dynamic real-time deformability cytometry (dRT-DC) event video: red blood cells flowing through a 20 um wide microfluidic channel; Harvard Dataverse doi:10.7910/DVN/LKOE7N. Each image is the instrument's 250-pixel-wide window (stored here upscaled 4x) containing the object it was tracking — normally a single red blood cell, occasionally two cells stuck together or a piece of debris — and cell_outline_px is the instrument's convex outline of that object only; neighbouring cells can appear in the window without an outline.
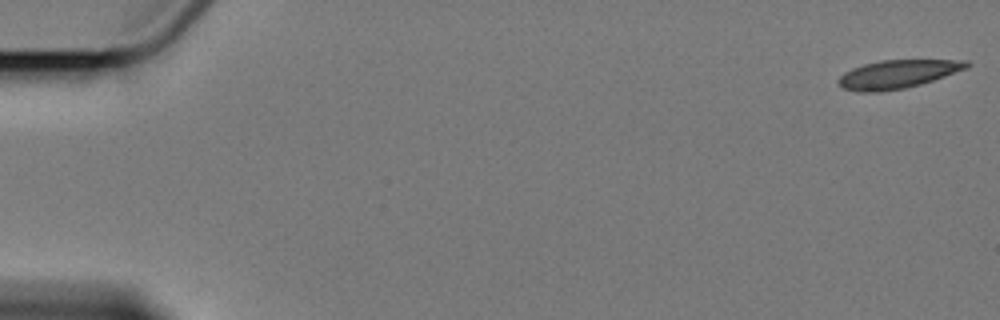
{"species": "Egyptian fruit bat (a non-hibernating species)", "species_latin": "Rousettus aegyptiacus", "temperature_condition": "cold", "stored_images_in_passage": 9, "segment_of_instrument_passage": [1, 2], "camera_frame_rate_fps": 3000, "um_per_image_px": 0.085, "animal": {"sex": "female"}, "frame": {"image": 1, "passage_image": 1, "time_ms": 0.0, "image_size_px": [1000, 320], "cell_outline_px": [[972, 64], [968, 68], [920, 84], [904, 88], [880, 92], [856, 92], [840, 88], [836, 80], [844, 72], [852, 68], [864, 64], [880, 60], [968, 60]], "centroid_in_image_um": [76.25, 6.31], "position_along_channel_um": 8.7, "area_um2": 21.33}}
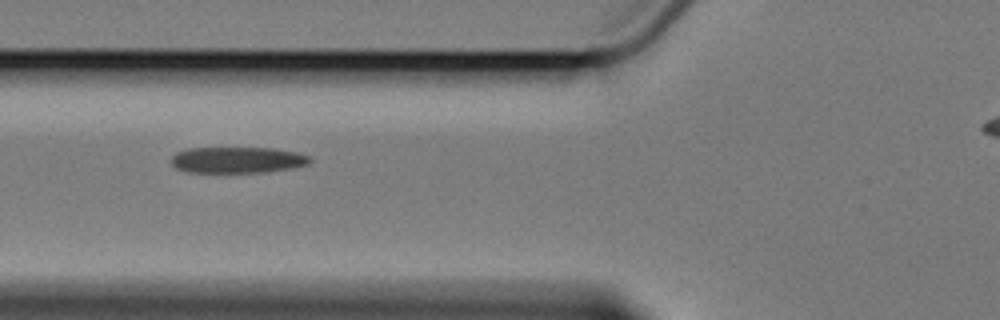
{"frame": {"image": 2, "passage_image": 7, "time_ms": 7.333, "image_size_px": [1000, 320], "cell_outline_px": [[312, 160], [308, 164], [268, 172], [184, 172], [176, 168], [172, 164], [172, 156], [176, 152], [188, 148], [272, 148], [296, 152], [308, 156]], "centroid_in_image_um": [20.14, 13.59], "position_along_channel_um": 105.7, "area_um2": 21.04}}
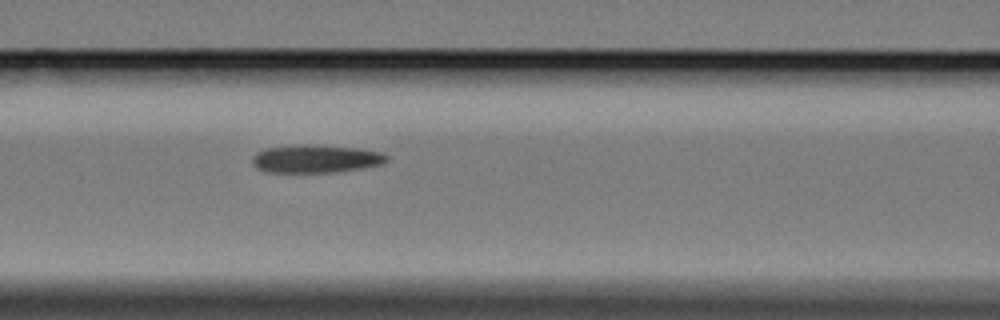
{"frame": {"image": 3, "passage_image": 8, "time_ms": 8.333, "image_size_px": [1000, 320], "cell_outline_px": [[388, 160], [384, 164], [336, 172], [264, 172], [256, 168], [252, 164], [252, 156], [256, 152], [264, 148], [300, 144], [308, 144], [360, 148], [380, 152], [388, 156]], "centroid_in_image_um": [26.81, 13.49], "position_along_channel_um": 139.8, "area_um2": 22.2}}